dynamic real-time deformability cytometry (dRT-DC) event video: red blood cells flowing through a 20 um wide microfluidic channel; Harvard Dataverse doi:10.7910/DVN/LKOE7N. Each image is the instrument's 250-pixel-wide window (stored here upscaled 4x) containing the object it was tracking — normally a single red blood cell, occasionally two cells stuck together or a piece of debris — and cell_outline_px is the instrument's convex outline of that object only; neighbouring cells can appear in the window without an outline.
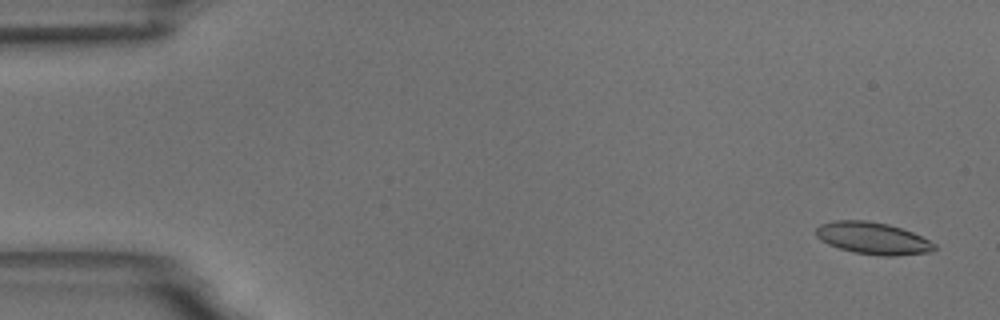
{"species": "common noctule bat (a hibernating species)", "species_latin": "Nyctalus noctula", "temperature_condition": "room temperature", "stored_images_in_passage": 56, "camera_frame_rate_fps": 3000, "um_per_image_px": 0.085, "animal": {"sex": "male", "body_mass_g": 18.8}, "frame": {"image": 1, "passage_image": 3, "time_ms": 0.667, "image_size_px": [1000, 320], "cell_outline_px": [[936, 248], [932, 252], [892, 256], [880, 256], [852, 252], [828, 244], [820, 240], [816, 236], [816, 228], [820, 224], [836, 220], [868, 220], [888, 224], [912, 232], [936, 244]], "centroid_in_image_um": [74.18, 20.25], "position_along_channel_um": 10.8, "area_um2": 22.14}}
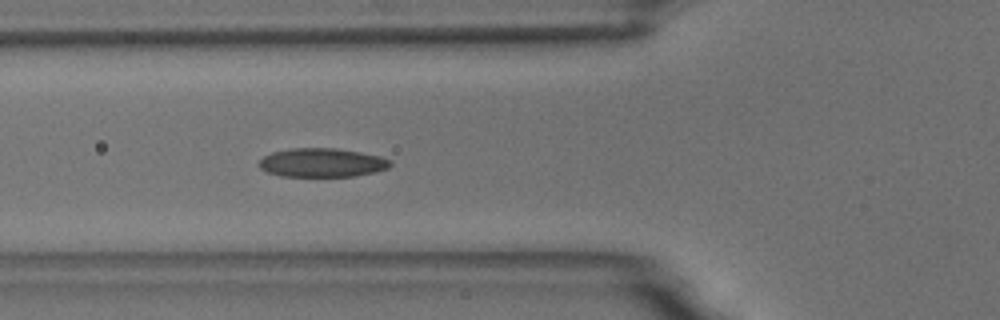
{"frame": {"image": 2, "passage_image": 21, "time_ms": 6.667, "image_size_px": [1000, 320], "cell_outline_px": [[392, 164], [388, 168], [356, 176], [280, 176], [268, 172], [260, 168], [260, 160], [264, 156], [272, 152], [292, 148], [336, 148], [360, 152], [380, 156], [392, 160]], "centroid_in_image_um": [27.39, 13.82], "position_along_channel_um": 98.4, "area_um2": 21.96}}
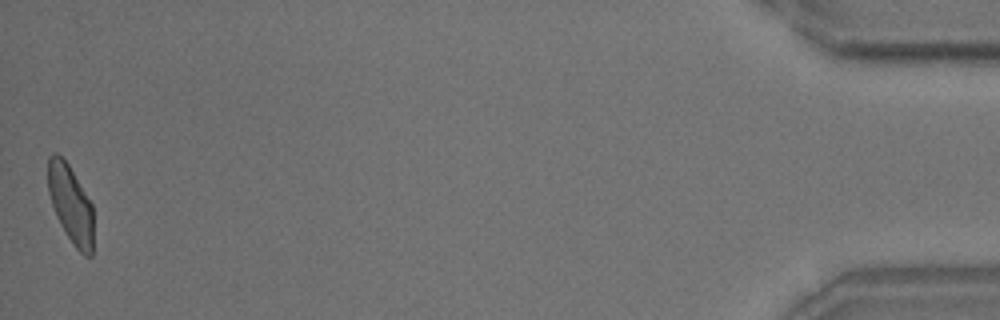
{"frame": {"image": 3, "passage_image": 56, "time_ms": 18.333, "image_size_px": [1000, 320], "cell_outline_px": [[92, 256], [84, 256], [72, 244], [60, 224], [56, 216], [48, 192], [48, 156], [52, 152], [56, 152], [68, 164], [92, 204]], "centroid_in_image_um": [5.99, 17.35], "position_along_channel_um": 429.2, "area_um2": 20.46}, "authors_computed_cell_mechanics": {"area_um2": 21.8773, "velocity_mm_per_s": 3.6384, "shape_relaxation_time_tau1_ms": 5.4234, "shape_relaxation_time_tau2_ms": 1.9713, "deformation_change_tau1": 0.1447, "deformation_change_tau2": 0.0793}}